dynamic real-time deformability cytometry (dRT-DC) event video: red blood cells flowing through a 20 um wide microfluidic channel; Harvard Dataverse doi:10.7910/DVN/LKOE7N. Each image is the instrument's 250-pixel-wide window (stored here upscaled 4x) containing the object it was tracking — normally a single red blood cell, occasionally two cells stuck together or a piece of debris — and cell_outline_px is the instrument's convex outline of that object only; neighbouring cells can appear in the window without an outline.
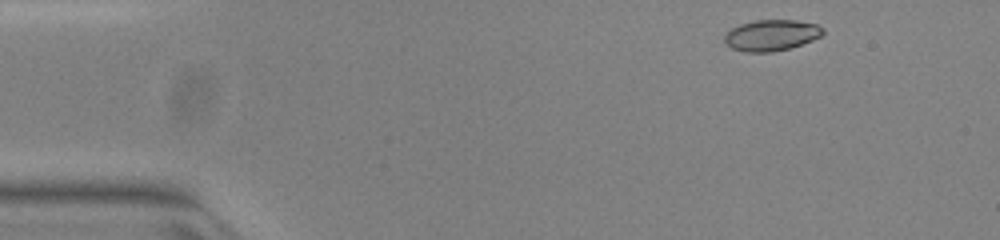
{"species": "common noctule bat (a hibernating species)", "species_latin": "Nyctalus noctula", "temperature_condition": "warm", "stored_images_in_passage": 47, "camera_frame_rate_fps": 3000, "um_per_image_px": 0.085, "animal": {"sex": "female", "body_mass_g": 23.0, "forearm_length_mm": 53.4}, "frame": {"image": 1, "passage_image": 1, "time_ms": 0.0, "image_size_px": [1000, 240], "cell_outline_px": [[824, 32], [820, 36], [812, 40], [788, 48], [772, 52], [744, 52], [732, 48], [724, 40], [724, 36], [732, 28], [740, 24], [756, 20], [796, 20], [816, 24], [824, 28]], "centroid_in_image_um": [65.57, 2.99], "position_along_channel_um": 19.4, "area_um2": 17.63}}
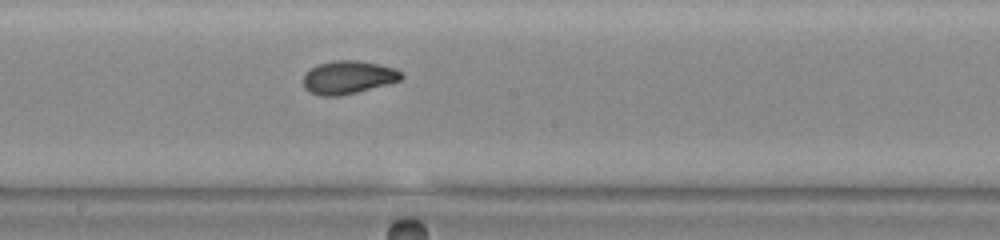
{"frame": {"image": 2, "passage_image": 23, "time_ms": 7.333, "image_size_px": [1000, 240], "cell_outline_px": [[404, 76], [400, 80], [356, 92], [340, 96], [320, 96], [308, 92], [304, 88], [304, 76], [312, 68], [320, 64], [332, 60], [356, 60], [376, 64], [392, 68], [400, 72]], "centroid_in_image_um": [29.55, 6.58], "position_along_channel_um": 218.7, "area_um2": 18.55}}
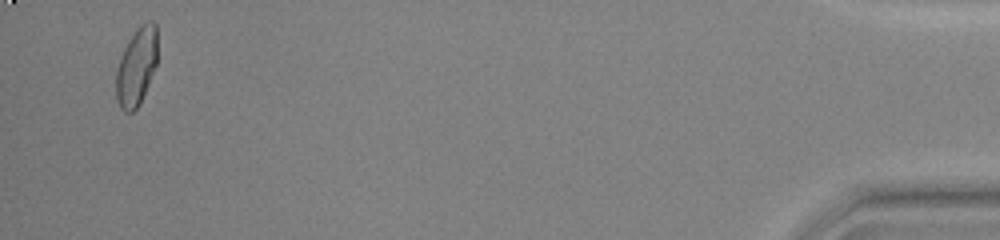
{"frame": {"image": 3, "passage_image": 45, "time_ms": 14.667, "image_size_px": [1000, 240], "cell_outline_px": [[156, 64], [148, 84], [136, 108], [132, 112], [124, 112], [120, 108], [116, 100], [116, 68], [124, 48], [128, 40], [136, 28], [140, 24], [148, 20], [152, 20], [156, 24]], "centroid_in_image_um": [11.58, 5.63], "position_along_channel_um": 423.6, "area_um2": 18.61}, "authors_computed_cell_mechanics": {"area_um2": 18.5538, "velocity_mm_per_s": 3.9802, "shape_relaxation_time_tau1_ms": 4.5873, "shape_relaxation_time_tau2_ms": 1.1362, "deformation_change_tau1": 0.1722, "deformation_change_tau2": 0.0571}}